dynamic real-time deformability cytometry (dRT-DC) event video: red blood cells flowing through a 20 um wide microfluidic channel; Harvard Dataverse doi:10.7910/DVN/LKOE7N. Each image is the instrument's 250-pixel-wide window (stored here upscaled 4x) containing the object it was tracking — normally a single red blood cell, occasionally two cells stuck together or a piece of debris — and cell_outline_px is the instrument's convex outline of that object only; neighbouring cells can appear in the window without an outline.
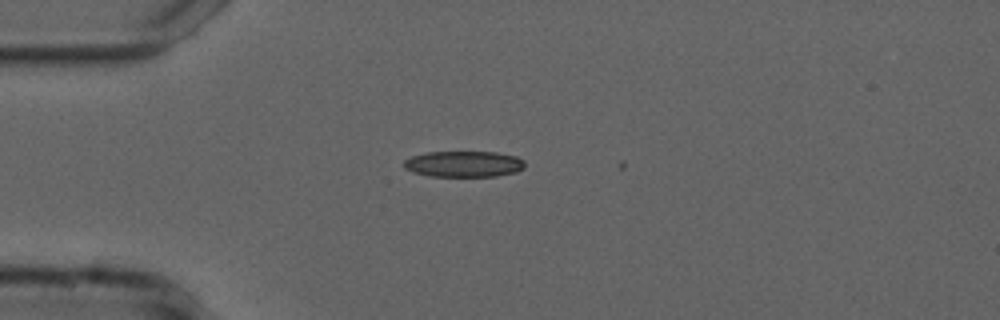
{"species": "common noctule bat (a hibernating species)", "species_latin": "Nyctalus noctula", "temperature_condition": "cold", "stored_images_in_passage": 2, "camera_frame_rate_fps": 3000, "um_per_image_px": 0.085, "animal": {"sex": "male", "forearm_length_mm": 52.5}, "frame": {"image": 1, "passage_image": 1, "time_ms": 0.0, "image_size_px": [1000, 320], "cell_outline_px": [[524, 168], [516, 172], [496, 176], [432, 176], [412, 172], [404, 168], [404, 160], [412, 156], [424, 152], [496, 152], [516, 156], [524, 160]], "centroid_in_image_um": [39.42, 13.93], "position_along_channel_um": 45.6, "area_um2": 18.38}}